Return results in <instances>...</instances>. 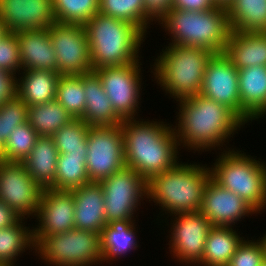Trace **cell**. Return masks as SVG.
Returning a JSON list of instances; mask_svg holds the SVG:
<instances>
[{
  "mask_svg": "<svg viewBox=\"0 0 266 266\" xmlns=\"http://www.w3.org/2000/svg\"><path fill=\"white\" fill-rule=\"evenodd\" d=\"M178 102L179 121L173 131L178 144L181 146L182 143L183 147L187 146L190 150L209 151L216 146L223 147L229 136L245 125L230 108L201 94Z\"/></svg>",
  "mask_w": 266,
  "mask_h": 266,
  "instance_id": "cell-1",
  "label": "cell"
},
{
  "mask_svg": "<svg viewBox=\"0 0 266 266\" xmlns=\"http://www.w3.org/2000/svg\"><path fill=\"white\" fill-rule=\"evenodd\" d=\"M127 119L121 123L125 166L149 181L178 162V139L172 125Z\"/></svg>",
  "mask_w": 266,
  "mask_h": 266,
  "instance_id": "cell-2",
  "label": "cell"
},
{
  "mask_svg": "<svg viewBox=\"0 0 266 266\" xmlns=\"http://www.w3.org/2000/svg\"><path fill=\"white\" fill-rule=\"evenodd\" d=\"M84 27L93 70L140 61L139 47L145 35L135 25L97 13Z\"/></svg>",
  "mask_w": 266,
  "mask_h": 266,
  "instance_id": "cell-3",
  "label": "cell"
},
{
  "mask_svg": "<svg viewBox=\"0 0 266 266\" xmlns=\"http://www.w3.org/2000/svg\"><path fill=\"white\" fill-rule=\"evenodd\" d=\"M200 164L178 163L148 181L147 199L161 206L171 215L200 211L203 193L211 178L210 167Z\"/></svg>",
  "mask_w": 266,
  "mask_h": 266,
  "instance_id": "cell-4",
  "label": "cell"
},
{
  "mask_svg": "<svg viewBox=\"0 0 266 266\" xmlns=\"http://www.w3.org/2000/svg\"><path fill=\"white\" fill-rule=\"evenodd\" d=\"M159 23L171 34L168 45L202 47L214 54L225 51L231 32L227 9L217 5L207 11L172 8Z\"/></svg>",
  "mask_w": 266,
  "mask_h": 266,
  "instance_id": "cell-5",
  "label": "cell"
},
{
  "mask_svg": "<svg viewBox=\"0 0 266 266\" xmlns=\"http://www.w3.org/2000/svg\"><path fill=\"white\" fill-rule=\"evenodd\" d=\"M163 50L152 71L160 87L176 101L200 94L206 65L214 53L182 45H169Z\"/></svg>",
  "mask_w": 266,
  "mask_h": 266,
  "instance_id": "cell-6",
  "label": "cell"
},
{
  "mask_svg": "<svg viewBox=\"0 0 266 266\" xmlns=\"http://www.w3.org/2000/svg\"><path fill=\"white\" fill-rule=\"evenodd\" d=\"M223 152L210 169L211 178L261 213L266 207V163L241 150Z\"/></svg>",
  "mask_w": 266,
  "mask_h": 266,
  "instance_id": "cell-7",
  "label": "cell"
},
{
  "mask_svg": "<svg viewBox=\"0 0 266 266\" xmlns=\"http://www.w3.org/2000/svg\"><path fill=\"white\" fill-rule=\"evenodd\" d=\"M33 241L40 258L53 266H92L103 262L101 233L98 232L74 228L46 237H33Z\"/></svg>",
  "mask_w": 266,
  "mask_h": 266,
  "instance_id": "cell-8",
  "label": "cell"
},
{
  "mask_svg": "<svg viewBox=\"0 0 266 266\" xmlns=\"http://www.w3.org/2000/svg\"><path fill=\"white\" fill-rule=\"evenodd\" d=\"M86 169L90 182H100L125 167L121 124L89 126Z\"/></svg>",
  "mask_w": 266,
  "mask_h": 266,
  "instance_id": "cell-9",
  "label": "cell"
},
{
  "mask_svg": "<svg viewBox=\"0 0 266 266\" xmlns=\"http://www.w3.org/2000/svg\"><path fill=\"white\" fill-rule=\"evenodd\" d=\"M107 223L117 220H133L137 206L147 198L148 181L132 168L124 167L101 180Z\"/></svg>",
  "mask_w": 266,
  "mask_h": 266,
  "instance_id": "cell-10",
  "label": "cell"
},
{
  "mask_svg": "<svg viewBox=\"0 0 266 266\" xmlns=\"http://www.w3.org/2000/svg\"><path fill=\"white\" fill-rule=\"evenodd\" d=\"M140 62L122 66L103 67L93 72L102 82L103 89L122 120L134 119L139 108L141 89ZM141 77V78H140Z\"/></svg>",
  "mask_w": 266,
  "mask_h": 266,
  "instance_id": "cell-11",
  "label": "cell"
},
{
  "mask_svg": "<svg viewBox=\"0 0 266 266\" xmlns=\"http://www.w3.org/2000/svg\"><path fill=\"white\" fill-rule=\"evenodd\" d=\"M48 31L58 61V74L84 75L93 72L83 24L55 22Z\"/></svg>",
  "mask_w": 266,
  "mask_h": 266,
  "instance_id": "cell-12",
  "label": "cell"
},
{
  "mask_svg": "<svg viewBox=\"0 0 266 266\" xmlns=\"http://www.w3.org/2000/svg\"><path fill=\"white\" fill-rule=\"evenodd\" d=\"M42 190L22 162L0 159V200L13 208L21 218L36 215Z\"/></svg>",
  "mask_w": 266,
  "mask_h": 266,
  "instance_id": "cell-13",
  "label": "cell"
},
{
  "mask_svg": "<svg viewBox=\"0 0 266 266\" xmlns=\"http://www.w3.org/2000/svg\"><path fill=\"white\" fill-rule=\"evenodd\" d=\"M170 252L179 262L197 265L202 260L207 234L212 227L205 215L197 212L174 214Z\"/></svg>",
  "mask_w": 266,
  "mask_h": 266,
  "instance_id": "cell-14",
  "label": "cell"
},
{
  "mask_svg": "<svg viewBox=\"0 0 266 266\" xmlns=\"http://www.w3.org/2000/svg\"><path fill=\"white\" fill-rule=\"evenodd\" d=\"M200 94L227 106L241 119L238 69L224 52L208 60Z\"/></svg>",
  "mask_w": 266,
  "mask_h": 266,
  "instance_id": "cell-15",
  "label": "cell"
},
{
  "mask_svg": "<svg viewBox=\"0 0 266 266\" xmlns=\"http://www.w3.org/2000/svg\"><path fill=\"white\" fill-rule=\"evenodd\" d=\"M75 201L72 190L43 189L35 217L39 225L33 237H46L75 228Z\"/></svg>",
  "mask_w": 266,
  "mask_h": 266,
  "instance_id": "cell-16",
  "label": "cell"
},
{
  "mask_svg": "<svg viewBox=\"0 0 266 266\" xmlns=\"http://www.w3.org/2000/svg\"><path fill=\"white\" fill-rule=\"evenodd\" d=\"M200 212L206 216L212 226L231 227H234L232 225L242 217L258 213L244 199L221 187L212 178L205 187Z\"/></svg>",
  "mask_w": 266,
  "mask_h": 266,
  "instance_id": "cell-17",
  "label": "cell"
},
{
  "mask_svg": "<svg viewBox=\"0 0 266 266\" xmlns=\"http://www.w3.org/2000/svg\"><path fill=\"white\" fill-rule=\"evenodd\" d=\"M0 19L13 33L49 29L56 22L52 0H0Z\"/></svg>",
  "mask_w": 266,
  "mask_h": 266,
  "instance_id": "cell-18",
  "label": "cell"
},
{
  "mask_svg": "<svg viewBox=\"0 0 266 266\" xmlns=\"http://www.w3.org/2000/svg\"><path fill=\"white\" fill-rule=\"evenodd\" d=\"M15 33L22 70H50L58 73V61L48 29Z\"/></svg>",
  "mask_w": 266,
  "mask_h": 266,
  "instance_id": "cell-19",
  "label": "cell"
},
{
  "mask_svg": "<svg viewBox=\"0 0 266 266\" xmlns=\"http://www.w3.org/2000/svg\"><path fill=\"white\" fill-rule=\"evenodd\" d=\"M75 201V229L101 233L107 225L103 189L90 182L72 189Z\"/></svg>",
  "mask_w": 266,
  "mask_h": 266,
  "instance_id": "cell-20",
  "label": "cell"
},
{
  "mask_svg": "<svg viewBox=\"0 0 266 266\" xmlns=\"http://www.w3.org/2000/svg\"><path fill=\"white\" fill-rule=\"evenodd\" d=\"M241 120L244 123L266 115V66L238 69Z\"/></svg>",
  "mask_w": 266,
  "mask_h": 266,
  "instance_id": "cell-21",
  "label": "cell"
},
{
  "mask_svg": "<svg viewBox=\"0 0 266 266\" xmlns=\"http://www.w3.org/2000/svg\"><path fill=\"white\" fill-rule=\"evenodd\" d=\"M224 54L237 69L266 66V32L231 30Z\"/></svg>",
  "mask_w": 266,
  "mask_h": 266,
  "instance_id": "cell-22",
  "label": "cell"
},
{
  "mask_svg": "<svg viewBox=\"0 0 266 266\" xmlns=\"http://www.w3.org/2000/svg\"><path fill=\"white\" fill-rule=\"evenodd\" d=\"M83 87L86 103L81 120L88 126H116L123 122L115 114L102 82L94 72L83 75Z\"/></svg>",
  "mask_w": 266,
  "mask_h": 266,
  "instance_id": "cell-23",
  "label": "cell"
},
{
  "mask_svg": "<svg viewBox=\"0 0 266 266\" xmlns=\"http://www.w3.org/2000/svg\"><path fill=\"white\" fill-rule=\"evenodd\" d=\"M58 150L52 137H39L22 161L32 179L42 188L55 189Z\"/></svg>",
  "mask_w": 266,
  "mask_h": 266,
  "instance_id": "cell-24",
  "label": "cell"
},
{
  "mask_svg": "<svg viewBox=\"0 0 266 266\" xmlns=\"http://www.w3.org/2000/svg\"><path fill=\"white\" fill-rule=\"evenodd\" d=\"M17 79L16 95L29 107L56 100L60 74L50 70H23Z\"/></svg>",
  "mask_w": 266,
  "mask_h": 266,
  "instance_id": "cell-25",
  "label": "cell"
},
{
  "mask_svg": "<svg viewBox=\"0 0 266 266\" xmlns=\"http://www.w3.org/2000/svg\"><path fill=\"white\" fill-rule=\"evenodd\" d=\"M243 239L231 226H212L197 266H227Z\"/></svg>",
  "mask_w": 266,
  "mask_h": 266,
  "instance_id": "cell-26",
  "label": "cell"
},
{
  "mask_svg": "<svg viewBox=\"0 0 266 266\" xmlns=\"http://www.w3.org/2000/svg\"><path fill=\"white\" fill-rule=\"evenodd\" d=\"M135 220H117L107 223L101 232V251L103 261L114 260L136 250ZM119 256V257H118ZM108 260V261H107Z\"/></svg>",
  "mask_w": 266,
  "mask_h": 266,
  "instance_id": "cell-27",
  "label": "cell"
},
{
  "mask_svg": "<svg viewBox=\"0 0 266 266\" xmlns=\"http://www.w3.org/2000/svg\"><path fill=\"white\" fill-rule=\"evenodd\" d=\"M226 9L231 30L266 32V0H233Z\"/></svg>",
  "mask_w": 266,
  "mask_h": 266,
  "instance_id": "cell-28",
  "label": "cell"
},
{
  "mask_svg": "<svg viewBox=\"0 0 266 266\" xmlns=\"http://www.w3.org/2000/svg\"><path fill=\"white\" fill-rule=\"evenodd\" d=\"M73 119L57 100L28 107L27 121L39 137H52Z\"/></svg>",
  "mask_w": 266,
  "mask_h": 266,
  "instance_id": "cell-29",
  "label": "cell"
},
{
  "mask_svg": "<svg viewBox=\"0 0 266 266\" xmlns=\"http://www.w3.org/2000/svg\"><path fill=\"white\" fill-rule=\"evenodd\" d=\"M87 154L64 153L57 158L55 190H72L90 183L86 169Z\"/></svg>",
  "mask_w": 266,
  "mask_h": 266,
  "instance_id": "cell-30",
  "label": "cell"
},
{
  "mask_svg": "<svg viewBox=\"0 0 266 266\" xmlns=\"http://www.w3.org/2000/svg\"><path fill=\"white\" fill-rule=\"evenodd\" d=\"M22 221L23 218L11 227L0 229V263L13 266L25 249L34 250L33 230L25 227V223L23 226Z\"/></svg>",
  "mask_w": 266,
  "mask_h": 266,
  "instance_id": "cell-31",
  "label": "cell"
},
{
  "mask_svg": "<svg viewBox=\"0 0 266 266\" xmlns=\"http://www.w3.org/2000/svg\"><path fill=\"white\" fill-rule=\"evenodd\" d=\"M99 13L130 22L144 35L153 22L144 11L143 0H99Z\"/></svg>",
  "mask_w": 266,
  "mask_h": 266,
  "instance_id": "cell-32",
  "label": "cell"
},
{
  "mask_svg": "<svg viewBox=\"0 0 266 266\" xmlns=\"http://www.w3.org/2000/svg\"><path fill=\"white\" fill-rule=\"evenodd\" d=\"M83 75H61L56 90V100L71 114L80 119L85 109Z\"/></svg>",
  "mask_w": 266,
  "mask_h": 266,
  "instance_id": "cell-33",
  "label": "cell"
},
{
  "mask_svg": "<svg viewBox=\"0 0 266 266\" xmlns=\"http://www.w3.org/2000/svg\"><path fill=\"white\" fill-rule=\"evenodd\" d=\"M39 135L28 123L20 124L14 129L0 150V159L22 162L31 152Z\"/></svg>",
  "mask_w": 266,
  "mask_h": 266,
  "instance_id": "cell-34",
  "label": "cell"
},
{
  "mask_svg": "<svg viewBox=\"0 0 266 266\" xmlns=\"http://www.w3.org/2000/svg\"><path fill=\"white\" fill-rule=\"evenodd\" d=\"M55 21L85 24L99 13V0H52Z\"/></svg>",
  "mask_w": 266,
  "mask_h": 266,
  "instance_id": "cell-35",
  "label": "cell"
},
{
  "mask_svg": "<svg viewBox=\"0 0 266 266\" xmlns=\"http://www.w3.org/2000/svg\"><path fill=\"white\" fill-rule=\"evenodd\" d=\"M89 126L81 119H73L53 136L59 154H87Z\"/></svg>",
  "mask_w": 266,
  "mask_h": 266,
  "instance_id": "cell-36",
  "label": "cell"
},
{
  "mask_svg": "<svg viewBox=\"0 0 266 266\" xmlns=\"http://www.w3.org/2000/svg\"><path fill=\"white\" fill-rule=\"evenodd\" d=\"M28 106L16 95L0 106L2 140L5 142L18 125L26 123Z\"/></svg>",
  "mask_w": 266,
  "mask_h": 266,
  "instance_id": "cell-37",
  "label": "cell"
},
{
  "mask_svg": "<svg viewBox=\"0 0 266 266\" xmlns=\"http://www.w3.org/2000/svg\"><path fill=\"white\" fill-rule=\"evenodd\" d=\"M251 241V242H250ZM243 240L227 266H261L265 258L264 247L259 240Z\"/></svg>",
  "mask_w": 266,
  "mask_h": 266,
  "instance_id": "cell-38",
  "label": "cell"
},
{
  "mask_svg": "<svg viewBox=\"0 0 266 266\" xmlns=\"http://www.w3.org/2000/svg\"><path fill=\"white\" fill-rule=\"evenodd\" d=\"M0 69L13 75L22 69L16 33L7 32L0 39Z\"/></svg>",
  "mask_w": 266,
  "mask_h": 266,
  "instance_id": "cell-39",
  "label": "cell"
},
{
  "mask_svg": "<svg viewBox=\"0 0 266 266\" xmlns=\"http://www.w3.org/2000/svg\"><path fill=\"white\" fill-rule=\"evenodd\" d=\"M143 6L146 15L159 22L173 8V0H143Z\"/></svg>",
  "mask_w": 266,
  "mask_h": 266,
  "instance_id": "cell-40",
  "label": "cell"
},
{
  "mask_svg": "<svg viewBox=\"0 0 266 266\" xmlns=\"http://www.w3.org/2000/svg\"><path fill=\"white\" fill-rule=\"evenodd\" d=\"M16 87V75L0 69V106L16 96Z\"/></svg>",
  "mask_w": 266,
  "mask_h": 266,
  "instance_id": "cell-41",
  "label": "cell"
},
{
  "mask_svg": "<svg viewBox=\"0 0 266 266\" xmlns=\"http://www.w3.org/2000/svg\"><path fill=\"white\" fill-rule=\"evenodd\" d=\"M216 6L213 0H173V8L190 11H207Z\"/></svg>",
  "mask_w": 266,
  "mask_h": 266,
  "instance_id": "cell-42",
  "label": "cell"
},
{
  "mask_svg": "<svg viewBox=\"0 0 266 266\" xmlns=\"http://www.w3.org/2000/svg\"><path fill=\"white\" fill-rule=\"evenodd\" d=\"M22 218L19 214L11 207L6 205L0 200V229L11 227L18 223Z\"/></svg>",
  "mask_w": 266,
  "mask_h": 266,
  "instance_id": "cell-43",
  "label": "cell"
},
{
  "mask_svg": "<svg viewBox=\"0 0 266 266\" xmlns=\"http://www.w3.org/2000/svg\"><path fill=\"white\" fill-rule=\"evenodd\" d=\"M217 6H223L225 8L228 7V5L233 1V0H213Z\"/></svg>",
  "mask_w": 266,
  "mask_h": 266,
  "instance_id": "cell-44",
  "label": "cell"
},
{
  "mask_svg": "<svg viewBox=\"0 0 266 266\" xmlns=\"http://www.w3.org/2000/svg\"><path fill=\"white\" fill-rule=\"evenodd\" d=\"M7 33V29L5 27V24L0 19V39Z\"/></svg>",
  "mask_w": 266,
  "mask_h": 266,
  "instance_id": "cell-45",
  "label": "cell"
},
{
  "mask_svg": "<svg viewBox=\"0 0 266 266\" xmlns=\"http://www.w3.org/2000/svg\"><path fill=\"white\" fill-rule=\"evenodd\" d=\"M260 239H261L260 241L264 247V252H265V257H266V233H265V236L260 238Z\"/></svg>",
  "mask_w": 266,
  "mask_h": 266,
  "instance_id": "cell-46",
  "label": "cell"
},
{
  "mask_svg": "<svg viewBox=\"0 0 266 266\" xmlns=\"http://www.w3.org/2000/svg\"><path fill=\"white\" fill-rule=\"evenodd\" d=\"M3 144H4V141L2 140V128H1V123H0V150L3 146Z\"/></svg>",
  "mask_w": 266,
  "mask_h": 266,
  "instance_id": "cell-47",
  "label": "cell"
},
{
  "mask_svg": "<svg viewBox=\"0 0 266 266\" xmlns=\"http://www.w3.org/2000/svg\"><path fill=\"white\" fill-rule=\"evenodd\" d=\"M261 266H266V257L263 259V262H262Z\"/></svg>",
  "mask_w": 266,
  "mask_h": 266,
  "instance_id": "cell-48",
  "label": "cell"
},
{
  "mask_svg": "<svg viewBox=\"0 0 266 266\" xmlns=\"http://www.w3.org/2000/svg\"><path fill=\"white\" fill-rule=\"evenodd\" d=\"M0 266H8V265H6V264H4V263H0Z\"/></svg>",
  "mask_w": 266,
  "mask_h": 266,
  "instance_id": "cell-49",
  "label": "cell"
}]
</instances>
